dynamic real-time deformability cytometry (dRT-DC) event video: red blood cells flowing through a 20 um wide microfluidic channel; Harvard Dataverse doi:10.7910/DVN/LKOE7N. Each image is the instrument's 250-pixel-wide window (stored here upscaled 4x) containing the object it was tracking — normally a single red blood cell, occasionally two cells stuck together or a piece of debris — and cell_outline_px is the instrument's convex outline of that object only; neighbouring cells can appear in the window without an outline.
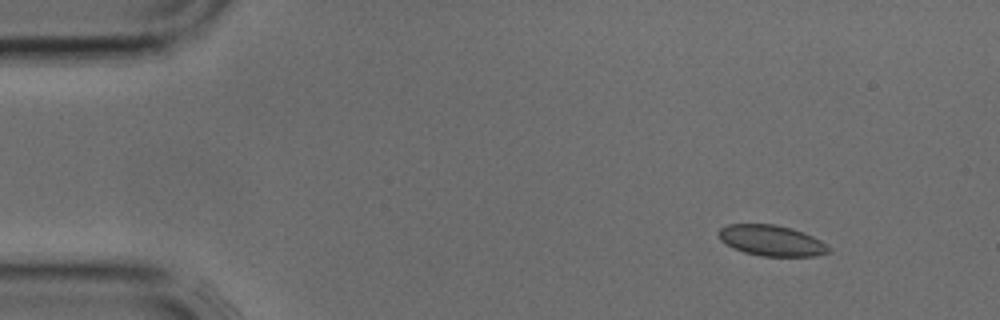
{"species": "common noctule bat (a hibernating species)", "species_latin": "Nyctalus noctula", "temperature_condition": "cold", "stored_images_in_passage": 2, "camera_frame_rate_fps": 3000, "um_per_image_px": 0.085, "animal": {"sex": "male", "body_mass_g": 17.9, "forearm_length_mm": 54.2}, "frame": {"image": 1, "passage_image": 1, "time_ms": 0.0, "image_size_px": [1000, 320], "cell_outline_px": [[832, 252], [816, 256], [760, 256], [744, 252], [732, 248], [720, 240], [716, 232], [720, 228], [728, 224], [776, 224], [792, 228], [804, 232], [828, 244], [832, 248]], "centroid_in_image_um": [65.59, 20.45], "position_along_channel_um": 19.4, "area_um2": 20.11}}